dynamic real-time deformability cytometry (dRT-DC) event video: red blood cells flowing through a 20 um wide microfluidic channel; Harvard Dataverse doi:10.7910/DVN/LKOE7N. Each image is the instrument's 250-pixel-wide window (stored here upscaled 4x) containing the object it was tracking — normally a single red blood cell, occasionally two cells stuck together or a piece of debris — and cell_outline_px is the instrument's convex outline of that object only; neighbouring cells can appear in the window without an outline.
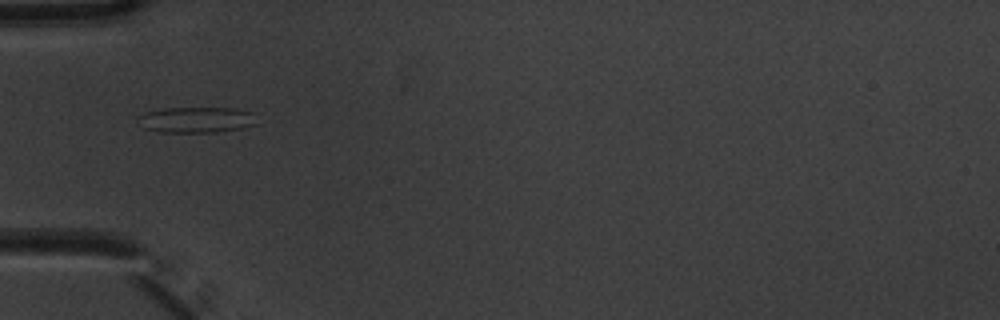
{"species": "common noctule bat (a hibernating species)", "species_latin": "Nyctalus noctula", "temperature_condition": "warm", "stored_images_in_passage": 3, "camera_frame_rate_fps": 3000, "um_per_image_px": 0.085, "animal": {"sex": "male", "body_mass_g": 20.1, "forearm_length_mm": 53.5}, "frame": {"image": 1, "passage_image": 1, "time_ms": 0.0, "image_size_px": [1000, 320], "cell_outline_px": [[256, 124], [240, 128], [216, 132], [156, 132], [144, 128], [136, 120], [136, 116], [144, 112], [160, 108], [236, 108], [252, 112]], "centroid_in_image_um": [16.6, 10.17], "position_along_channel_um": 68.4, "area_um2": 18.03}}
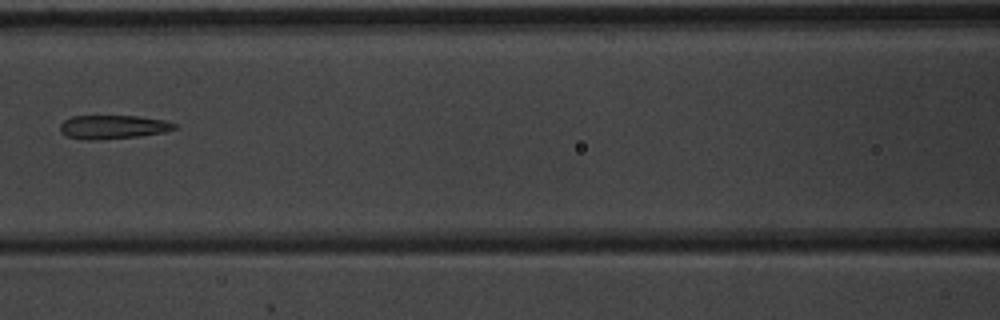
{"frame": {"image": 2, "passage_image": 3, "time_ms": 0.667, "image_size_px": [1000, 320], "cell_outline_px": [[176, 128], [164, 132], [140, 136], [88, 140], [68, 136], [60, 132], [60, 124], [64, 120], [72, 116], [136, 116], [164, 120], [176, 124]], "centroid_in_image_um": [9.59, 10.78], "position_along_channel_um": 157.0, "area_um2": 15.61}}